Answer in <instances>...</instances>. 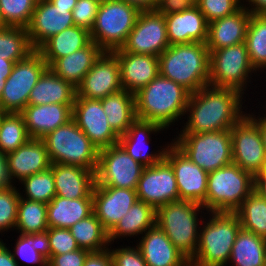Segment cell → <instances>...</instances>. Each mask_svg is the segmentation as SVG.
Masks as SVG:
<instances>
[{"mask_svg":"<svg viewBox=\"0 0 266 266\" xmlns=\"http://www.w3.org/2000/svg\"><path fill=\"white\" fill-rule=\"evenodd\" d=\"M243 94L231 88L206 85L190 93L187 122L180 133H207L231 129L247 113L242 111ZM186 124V125H185Z\"/></svg>","mask_w":266,"mask_h":266,"instance_id":"1","label":"cell"},{"mask_svg":"<svg viewBox=\"0 0 266 266\" xmlns=\"http://www.w3.org/2000/svg\"><path fill=\"white\" fill-rule=\"evenodd\" d=\"M136 118L168 129L181 117H186L190 92L162 75L134 94Z\"/></svg>","mask_w":266,"mask_h":266,"instance_id":"2","label":"cell"},{"mask_svg":"<svg viewBox=\"0 0 266 266\" xmlns=\"http://www.w3.org/2000/svg\"><path fill=\"white\" fill-rule=\"evenodd\" d=\"M158 58L159 74L190 93L209 85L210 52L206 42L170 45Z\"/></svg>","mask_w":266,"mask_h":266,"instance_id":"3","label":"cell"},{"mask_svg":"<svg viewBox=\"0 0 266 266\" xmlns=\"http://www.w3.org/2000/svg\"><path fill=\"white\" fill-rule=\"evenodd\" d=\"M209 219L199 234V243L190 266H226L229 263L232 246L242 228L235 213L208 212ZM212 217V218H211ZM206 220L207 222H204Z\"/></svg>","mask_w":266,"mask_h":266,"instance_id":"4","label":"cell"},{"mask_svg":"<svg viewBox=\"0 0 266 266\" xmlns=\"http://www.w3.org/2000/svg\"><path fill=\"white\" fill-rule=\"evenodd\" d=\"M202 209L205 210L196 202L178 200L164 204L156 210V224L189 261L194 258L198 248V226L204 218L202 215L200 218L198 216L200 212L202 214Z\"/></svg>","mask_w":266,"mask_h":266,"instance_id":"5","label":"cell"},{"mask_svg":"<svg viewBox=\"0 0 266 266\" xmlns=\"http://www.w3.org/2000/svg\"><path fill=\"white\" fill-rule=\"evenodd\" d=\"M45 143L52 164H68L96 172L99 150L72 118L46 134Z\"/></svg>","mask_w":266,"mask_h":266,"instance_id":"6","label":"cell"},{"mask_svg":"<svg viewBox=\"0 0 266 266\" xmlns=\"http://www.w3.org/2000/svg\"><path fill=\"white\" fill-rule=\"evenodd\" d=\"M254 191L253 175L231 163L208 173L206 211L234 213Z\"/></svg>","mask_w":266,"mask_h":266,"instance_id":"7","label":"cell"},{"mask_svg":"<svg viewBox=\"0 0 266 266\" xmlns=\"http://www.w3.org/2000/svg\"><path fill=\"white\" fill-rule=\"evenodd\" d=\"M141 10L122 0H104L100 3L91 41L104 52L120 49L136 24Z\"/></svg>","mask_w":266,"mask_h":266,"instance_id":"8","label":"cell"},{"mask_svg":"<svg viewBox=\"0 0 266 266\" xmlns=\"http://www.w3.org/2000/svg\"><path fill=\"white\" fill-rule=\"evenodd\" d=\"M177 134L172 143L207 173L233 163L230 129Z\"/></svg>","mask_w":266,"mask_h":266,"instance_id":"9","label":"cell"},{"mask_svg":"<svg viewBox=\"0 0 266 266\" xmlns=\"http://www.w3.org/2000/svg\"><path fill=\"white\" fill-rule=\"evenodd\" d=\"M209 52V85L236 89L244 95L252 73H257L245 42Z\"/></svg>","mask_w":266,"mask_h":266,"instance_id":"10","label":"cell"},{"mask_svg":"<svg viewBox=\"0 0 266 266\" xmlns=\"http://www.w3.org/2000/svg\"><path fill=\"white\" fill-rule=\"evenodd\" d=\"M48 68L49 66L37 50L15 62L11 74L5 80L0 109L3 112L20 113L28 105L33 87Z\"/></svg>","mask_w":266,"mask_h":266,"instance_id":"11","label":"cell"},{"mask_svg":"<svg viewBox=\"0 0 266 266\" xmlns=\"http://www.w3.org/2000/svg\"><path fill=\"white\" fill-rule=\"evenodd\" d=\"M144 167L117 143L99 151L96 184L136 190Z\"/></svg>","mask_w":266,"mask_h":266,"instance_id":"12","label":"cell"},{"mask_svg":"<svg viewBox=\"0 0 266 266\" xmlns=\"http://www.w3.org/2000/svg\"><path fill=\"white\" fill-rule=\"evenodd\" d=\"M169 46L165 16L156 10H141L121 49L129 53L159 56Z\"/></svg>","mask_w":266,"mask_h":266,"instance_id":"13","label":"cell"},{"mask_svg":"<svg viewBox=\"0 0 266 266\" xmlns=\"http://www.w3.org/2000/svg\"><path fill=\"white\" fill-rule=\"evenodd\" d=\"M233 163L253 176L266 165L259 127L245 115L231 129Z\"/></svg>","mask_w":266,"mask_h":266,"instance_id":"14","label":"cell"},{"mask_svg":"<svg viewBox=\"0 0 266 266\" xmlns=\"http://www.w3.org/2000/svg\"><path fill=\"white\" fill-rule=\"evenodd\" d=\"M172 167L179 193V200L193 201L206 210L208 173L193 163L171 141L164 158Z\"/></svg>","mask_w":266,"mask_h":266,"instance_id":"15","label":"cell"},{"mask_svg":"<svg viewBox=\"0 0 266 266\" xmlns=\"http://www.w3.org/2000/svg\"><path fill=\"white\" fill-rule=\"evenodd\" d=\"M138 200L155 210L164 204L179 200L178 186L171 165L162 161L144 167L136 189Z\"/></svg>","mask_w":266,"mask_h":266,"instance_id":"16","label":"cell"},{"mask_svg":"<svg viewBox=\"0 0 266 266\" xmlns=\"http://www.w3.org/2000/svg\"><path fill=\"white\" fill-rule=\"evenodd\" d=\"M72 118L99 151L119 142V136L107 121L101 100L76 97Z\"/></svg>","mask_w":266,"mask_h":266,"instance_id":"17","label":"cell"},{"mask_svg":"<svg viewBox=\"0 0 266 266\" xmlns=\"http://www.w3.org/2000/svg\"><path fill=\"white\" fill-rule=\"evenodd\" d=\"M121 90L119 61L112 52H103L83 77L76 97L101 100Z\"/></svg>","mask_w":266,"mask_h":266,"instance_id":"18","label":"cell"},{"mask_svg":"<svg viewBox=\"0 0 266 266\" xmlns=\"http://www.w3.org/2000/svg\"><path fill=\"white\" fill-rule=\"evenodd\" d=\"M73 8L56 7L49 0H38L27 27L29 40L37 50L46 40L74 26Z\"/></svg>","mask_w":266,"mask_h":266,"instance_id":"19","label":"cell"},{"mask_svg":"<svg viewBox=\"0 0 266 266\" xmlns=\"http://www.w3.org/2000/svg\"><path fill=\"white\" fill-rule=\"evenodd\" d=\"M93 213L109 232L138 200L136 190L100 186L93 189Z\"/></svg>","mask_w":266,"mask_h":266,"instance_id":"20","label":"cell"},{"mask_svg":"<svg viewBox=\"0 0 266 266\" xmlns=\"http://www.w3.org/2000/svg\"><path fill=\"white\" fill-rule=\"evenodd\" d=\"M5 160L11 185L17 182L16 179L21 182L26 177L49 169L52 164L44 141L38 138H30L17 150L7 154Z\"/></svg>","mask_w":266,"mask_h":266,"instance_id":"21","label":"cell"},{"mask_svg":"<svg viewBox=\"0 0 266 266\" xmlns=\"http://www.w3.org/2000/svg\"><path fill=\"white\" fill-rule=\"evenodd\" d=\"M112 53L119 61L123 90L135 94L159 75L158 56L124 52L121 48Z\"/></svg>","mask_w":266,"mask_h":266,"instance_id":"22","label":"cell"},{"mask_svg":"<svg viewBox=\"0 0 266 266\" xmlns=\"http://www.w3.org/2000/svg\"><path fill=\"white\" fill-rule=\"evenodd\" d=\"M163 130L165 131L164 128H161L153 122L136 119L127 132L119 137L118 143L135 161L145 167L152 166L165 158V152L171 144L160 146L164 148H160L156 152H148V143L151 141V134L153 133L155 135V133H160Z\"/></svg>","mask_w":266,"mask_h":266,"instance_id":"23","label":"cell"},{"mask_svg":"<svg viewBox=\"0 0 266 266\" xmlns=\"http://www.w3.org/2000/svg\"><path fill=\"white\" fill-rule=\"evenodd\" d=\"M140 238L136 245L147 266H190V261L173 245L157 224Z\"/></svg>","mask_w":266,"mask_h":266,"instance_id":"24","label":"cell"},{"mask_svg":"<svg viewBox=\"0 0 266 266\" xmlns=\"http://www.w3.org/2000/svg\"><path fill=\"white\" fill-rule=\"evenodd\" d=\"M165 20L170 45L206 42L209 23L195 4L187 10L166 15Z\"/></svg>","mask_w":266,"mask_h":266,"instance_id":"25","label":"cell"},{"mask_svg":"<svg viewBox=\"0 0 266 266\" xmlns=\"http://www.w3.org/2000/svg\"><path fill=\"white\" fill-rule=\"evenodd\" d=\"M20 113L29 137L42 139L72 119L73 104L27 105Z\"/></svg>","mask_w":266,"mask_h":266,"instance_id":"26","label":"cell"},{"mask_svg":"<svg viewBox=\"0 0 266 266\" xmlns=\"http://www.w3.org/2000/svg\"><path fill=\"white\" fill-rule=\"evenodd\" d=\"M56 195L67 199L92 198L95 172L68 164H51Z\"/></svg>","mask_w":266,"mask_h":266,"instance_id":"27","label":"cell"},{"mask_svg":"<svg viewBox=\"0 0 266 266\" xmlns=\"http://www.w3.org/2000/svg\"><path fill=\"white\" fill-rule=\"evenodd\" d=\"M251 14L242 7L236 13L209 23L206 45L209 50L245 42Z\"/></svg>","mask_w":266,"mask_h":266,"instance_id":"28","label":"cell"},{"mask_svg":"<svg viewBox=\"0 0 266 266\" xmlns=\"http://www.w3.org/2000/svg\"><path fill=\"white\" fill-rule=\"evenodd\" d=\"M103 52L95 42L91 41L86 47L58 58L49 68L77 89L83 77Z\"/></svg>","mask_w":266,"mask_h":266,"instance_id":"29","label":"cell"},{"mask_svg":"<svg viewBox=\"0 0 266 266\" xmlns=\"http://www.w3.org/2000/svg\"><path fill=\"white\" fill-rule=\"evenodd\" d=\"M93 213V198L67 199L54 196L47 204L49 228L69 229Z\"/></svg>","mask_w":266,"mask_h":266,"instance_id":"30","label":"cell"},{"mask_svg":"<svg viewBox=\"0 0 266 266\" xmlns=\"http://www.w3.org/2000/svg\"><path fill=\"white\" fill-rule=\"evenodd\" d=\"M77 89L48 68L33 87L28 105L74 104Z\"/></svg>","mask_w":266,"mask_h":266,"instance_id":"31","label":"cell"},{"mask_svg":"<svg viewBox=\"0 0 266 266\" xmlns=\"http://www.w3.org/2000/svg\"><path fill=\"white\" fill-rule=\"evenodd\" d=\"M90 42V32L74 25L46 40L37 51L50 67L58 58L70 55Z\"/></svg>","mask_w":266,"mask_h":266,"instance_id":"32","label":"cell"},{"mask_svg":"<svg viewBox=\"0 0 266 266\" xmlns=\"http://www.w3.org/2000/svg\"><path fill=\"white\" fill-rule=\"evenodd\" d=\"M156 224V210L147 203L137 200L129 209L126 215L115 224L108 232V238L111 245L115 239H122L129 236L143 235L149 228Z\"/></svg>","mask_w":266,"mask_h":266,"instance_id":"33","label":"cell"},{"mask_svg":"<svg viewBox=\"0 0 266 266\" xmlns=\"http://www.w3.org/2000/svg\"><path fill=\"white\" fill-rule=\"evenodd\" d=\"M101 104L110 127L119 137L125 134L137 119L135 96L129 91L121 90L108 95L101 99Z\"/></svg>","mask_w":266,"mask_h":266,"instance_id":"34","label":"cell"},{"mask_svg":"<svg viewBox=\"0 0 266 266\" xmlns=\"http://www.w3.org/2000/svg\"><path fill=\"white\" fill-rule=\"evenodd\" d=\"M229 262L230 266H266V239L241 228Z\"/></svg>","mask_w":266,"mask_h":266,"instance_id":"35","label":"cell"},{"mask_svg":"<svg viewBox=\"0 0 266 266\" xmlns=\"http://www.w3.org/2000/svg\"><path fill=\"white\" fill-rule=\"evenodd\" d=\"M48 228L47 204L20 197L15 230L21 235L42 238Z\"/></svg>","mask_w":266,"mask_h":266,"instance_id":"36","label":"cell"},{"mask_svg":"<svg viewBox=\"0 0 266 266\" xmlns=\"http://www.w3.org/2000/svg\"><path fill=\"white\" fill-rule=\"evenodd\" d=\"M77 245L89 252H98L109 247L108 231L94 213L69 228Z\"/></svg>","mask_w":266,"mask_h":266,"instance_id":"37","label":"cell"},{"mask_svg":"<svg viewBox=\"0 0 266 266\" xmlns=\"http://www.w3.org/2000/svg\"><path fill=\"white\" fill-rule=\"evenodd\" d=\"M242 229L266 239V199L253 191L234 212Z\"/></svg>","mask_w":266,"mask_h":266,"instance_id":"38","label":"cell"},{"mask_svg":"<svg viewBox=\"0 0 266 266\" xmlns=\"http://www.w3.org/2000/svg\"><path fill=\"white\" fill-rule=\"evenodd\" d=\"M245 44L252 67L258 72L266 69V15L251 14Z\"/></svg>","mask_w":266,"mask_h":266,"instance_id":"39","label":"cell"},{"mask_svg":"<svg viewBox=\"0 0 266 266\" xmlns=\"http://www.w3.org/2000/svg\"><path fill=\"white\" fill-rule=\"evenodd\" d=\"M29 139L23 115L5 112L0 120V154L14 152Z\"/></svg>","mask_w":266,"mask_h":266,"instance_id":"40","label":"cell"},{"mask_svg":"<svg viewBox=\"0 0 266 266\" xmlns=\"http://www.w3.org/2000/svg\"><path fill=\"white\" fill-rule=\"evenodd\" d=\"M33 51L27 28L0 26V58L18 62Z\"/></svg>","mask_w":266,"mask_h":266,"instance_id":"41","label":"cell"},{"mask_svg":"<svg viewBox=\"0 0 266 266\" xmlns=\"http://www.w3.org/2000/svg\"><path fill=\"white\" fill-rule=\"evenodd\" d=\"M24 187L21 198L48 204L56 195L55 181L51 168L24 178L20 182Z\"/></svg>","mask_w":266,"mask_h":266,"instance_id":"42","label":"cell"},{"mask_svg":"<svg viewBox=\"0 0 266 266\" xmlns=\"http://www.w3.org/2000/svg\"><path fill=\"white\" fill-rule=\"evenodd\" d=\"M38 0H0V26L27 28Z\"/></svg>","mask_w":266,"mask_h":266,"instance_id":"43","label":"cell"},{"mask_svg":"<svg viewBox=\"0 0 266 266\" xmlns=\"http://www.w3.org/2000/svg\"><path fill=\"white\" fill-rule=\"evenodd\" d=\"M12 253L16 262L18 259V261L21 260L32 265L47 266L43 241L40 237L20 234Z\"/></svg>","mask_w":266,"mask_h":266,"instance_id":"44","label":"cell"},{"mask_svg":"<svg viewBox=\"0 0 266 266\" xmlns=\"http://www.w3.org/2000/svg\"><path fill=\"white\" fill-rule=\"evenodd\" d=\"M42 241L47 260L52 255H61L79 249L75 238L66 228H48Z\"/></svg>","mask_w":266,"mask_h":266,"instance_id":"45","label":"cell"},{"mask_svg":"<svg viewBox=\"0 0 266 266\" xmlns=\"http://www.w3.org/2000/svg\"><path fill=\"white\" fill-rule=\"evenodd\" d=\"M19 192L15 185L0 189V233L16 227Z\"/></svg>","mask_w":266,"mask_h":266,"instance_id":"46","label":"cell"},{"mask_svg":"<svg viewBox=\"0 0 266 266\" xmlns=\"http://www.w3.org/2000/svg\"><path fill=\"white\" fill-rule=\"evenodd\" d=\"M243 0H198L195 4L207 22L232 15L243 7Z\"/></svg>","mask_w":266,"mask_h":266,"instance_id":"47","label":"cell"},{"mask_svg":"<svg viewBox=\"0 0 266 266\" xmlns=\"http://www.w3.org/2000/svg\"><path fill=\"white\" fill-rule=\"evenodd\" d=\"M100 3L95 0H77L75 7L72 9L74 25L85 28L90 32L95 24Z\"/></svg>","mask_w":266,"mask_h":266,"instance_id":"48","label":"cell"},{"mask_svg":"<svg viewBox=\"0 0 266 266\" xmlns=\"http://www.w3.org/2000/svg\"><path fill=\"white\" fill-rule=\"evenodd\" d=\"M120 247L115 249L109 248L113 266H147L138 246Z\"/></svg>","mask_w":266,"mask_h":266,"instance_id":"49","label":"cell"},{"mask_svg":"<svg viewBox=\"0 0 266 266\" xmlns=\"http://www.w3.org/2000/svg\"><path fill=\"white\" fill-rule=\"evenodd\" d=\"M88 253L89 251L79 248L61 255H52L47 260V266H83Z\"/></svg>","mask_w":266,"mask_h":266,"instance_id":"50","label":"cell"},{"mask_svg":"<svg viewBox=\"0 0 266 266\" xmlns=\"http://www.w3.org/2000/svg\"><path fill=\"white\" fill-rule=\"evenodd\" d=\"M193 5L189 0H158L155 10L166 16L189 9Z\"/></svg>","mask_w":266,"mask_h":266,"instance_id":"51","label":"cell"},{"mask_svg":"<svg viewBox=\"0 0 266 266\" xmlns=\"http://www.w3.org/2000/svg\"><path fill=\"white\" fill-rule=\"evenodd\" d=\"M83 266H113L109 248L98 252H89Z\"/></svg>","mask_w":266,"mask_h":266,"instance_id":"52","label":"cell"},{"mask_svg":"<svg viewBox=\"0 0 266 266\" xmlns=\"http://www.w3.org/2000/svg\"><path fill=\"white\" fill-rule=\"evenodd\" d=\"M254 191L266 199V165L254 176Z\"/></svg>","mask_w":266,"mask_h":266,"instance_id":"53","label":"cell"},{"mask_svg":"<svg viewBox=\"0 0 266 266\" xmlns=\"http://www.w3.org/2000/svg\"><path fill=\"white\" fill-rule=\"evenodd\" d=\"M15 62L0 58V98L5 86V80L9 77L12 72Z\"/></svg>","mask_w":266,"mask_h":266,"instance_id":"54","label":"cell"},{"mask_svg":"<svg viewBox=\"0 0 266 266\" xmlns=\"http://www.w3.org/2000/svg\"><path fill=\"white\" fill-rule=\"evenodd\" d=\"M3 241L0 243V266H19V262L14 259L13 253L7 248Z\"/></svg>","mask_w":266,"mask_h":266,"instance_id":"55","label":"cell"},{"mask_svg":"<svg viewBox=\"0 0 266 266\" xmlns=\"http://www.w3.org/2000/svg\"><path fill=\"white\" fill-rule=\"evenodd\" d=\"M247 3L243 7L250 13L255 15H266V0H245ZM243 0V3L245 2ZM247 4V6H246ZM245 5V6H244Z\"/></svg>","mask_w":266,"mask_h":266,"instance_id":"56","label":"cell"},{"mask_svg":"<svg viewBox=\"0 0 266 266\" xmlns=\"http://www.w3.org/2000/svg\"><path fill=\"white\" fill-rule=\"evenodd\" d=\"M258 127H259V132L261 135V139H262V144L264 146L265 149V153H266V114H264L263 116H257L255 117L253 113H248L246 114ZM259 117V118H258Z\"/></svg>","mask_w":266,"mask_h":266,"instance_id":"57","label":"cell"},{"mask_svg":"<svg viewBox=\"0 0 266 266\" xmlns=\"http://www.w3.org/2000/svg\"><path fill=\"white\" fill-rule=\"evenodd\" d=\"M140 10H155L158 0H122Z\"/></svg>","mask_w":266,"mask_h":266,"instance_id":"58","label":"cell"},{"mask_svg":"<svg viewBox=\"0 0 266 266\" xmlns=\"http://www.w3.org/2000/svg\"><path fill=\"white\" fill-rule=\"evenodd\" d=\"M0 186L6 188L11 186L8 179L5 156L0 154Z\"/></svg>","mask_w":266,"mask_h":266,"instance_id":"59","label":"cell"},{"mask_svg":"<svg viewBox=\"0 0 266 266\" xmlns=\"http://www.w3.org/2000/svg\"><path fill=\"white\" fill-rule=\"evenodd\" d=\"M56 7L74 8L77 0H49Z\"/></svg>","mask_w":266,"mask_h":266,"instance_id":"60","label":"cell"},{"mask_svg":"<svg viewBox=\"0 0 266 266\" xmlns=\"http://www.w3.org/2000/svg\"><path fill=\"white\" fill-rule=\"evenodd\" d=\"M4 113H5V112H3V111L0 109V120H1V118H2V116H3Z\"/></svg>","mask_w":266,"mask_h":266,"instance_id":"61","label":"cell"},{"mask_svg":"<svg viewBox=\"0 0 266 266\" xmlns=\"http://www.w3.org/2000/svg\"><path fill=\"white\" fill-rule=\"evenodd\" d=\"M190 2H192L193 4H196L198 2V0H189Z\"/></svg>","mask_w":266,"mask_h":266,"instance_id":"62","label":"cell"}]
</instances>
